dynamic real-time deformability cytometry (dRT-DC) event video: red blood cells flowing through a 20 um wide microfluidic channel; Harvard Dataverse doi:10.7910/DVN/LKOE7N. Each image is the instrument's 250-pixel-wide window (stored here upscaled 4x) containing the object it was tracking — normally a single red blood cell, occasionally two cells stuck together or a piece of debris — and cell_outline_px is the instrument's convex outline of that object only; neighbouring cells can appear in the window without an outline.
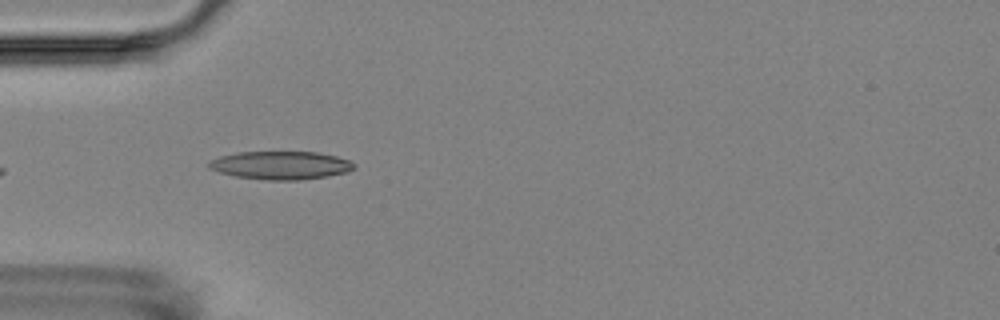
{"species": "Egyptian fruit bat (a non-hibernating species)", "species_latin": "Rousettus aegyptiacus", "temperature_condition": "room temperature", "stored_images_in_passage": 4, "camera_frame_rate_fps": 3000, "um_per_image_px": 0.085, "animal": {"sex": "female"}, "frame": {"image": 1, "passage_image": 1, "time_ms": 0.0, "image_size_px": [1000, 320], "cell_outline_px": [[356, 168], [348, 172], [328, 176], [300, 180], [268, 180], [236, 176], [220, 172], [208, 168], [208, 164], [212, 160], [220, 156], [240, 152], [316, 152], [336, 156], [348, 160], [356, 164]], "centroid_in_image_um": [23.91, 14.05], "position_along_channel_um": 61.1, "area_um2": 23.76}}
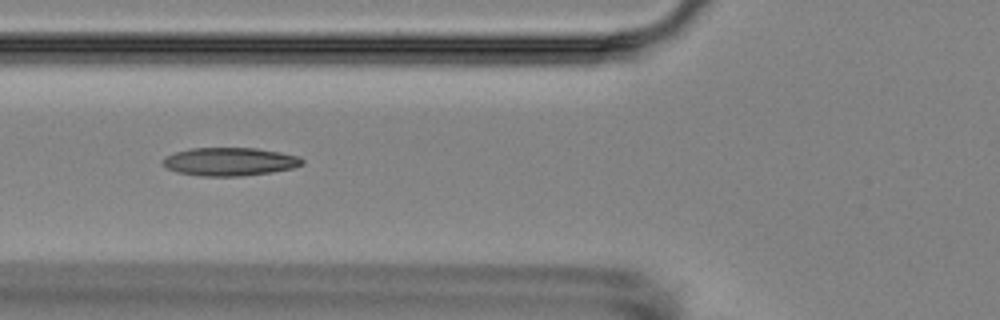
{"frame": {"image": 2, "passage_image": 2, "time_ms": 1.333, "image_size_px": [1000, 320], "cell_outline_px": [[304, 164], [292, 168], [272, 172], [240, 176], [200, 176], [176, 172], [168, 168], [164, 164], [164, 156], [176, 152], [192, 148], [256, 148], [280, 152], [300, 156], [304, 160]], "centroid_in_image_um": [19.56, 13.74], "position_along_channel_um": 106.2, "area_um2": 22.89}}
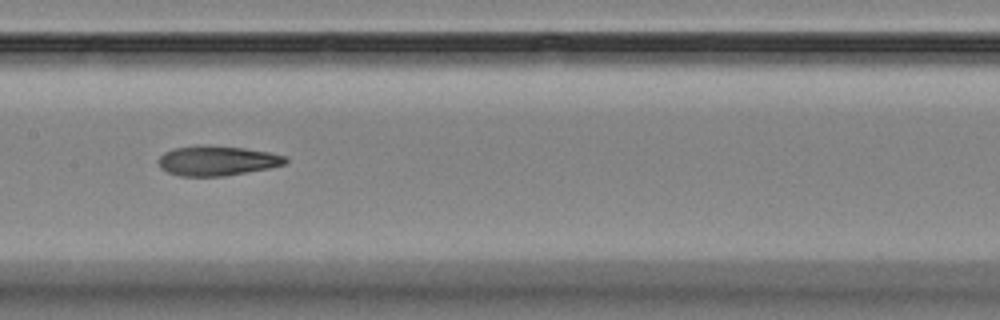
{"frame": {"image": 3, "passage_image": 4, "time_ms": 3.667, "image_size_px": [1000, 320], "cell_outline_px": [[288, 160], [284, 164], [268, 168], [224, 176], [180, 176], [168, 172], [160, 168], [156, 160], [164, 152], [172, 148], [200, 144], [208, 144], [244, 148], [268, 152], [284, 156]], "centroid_in_image_um": [18.37, 13.64], "position_along_channel_um": 189.0, "area_um2": 22.25}}